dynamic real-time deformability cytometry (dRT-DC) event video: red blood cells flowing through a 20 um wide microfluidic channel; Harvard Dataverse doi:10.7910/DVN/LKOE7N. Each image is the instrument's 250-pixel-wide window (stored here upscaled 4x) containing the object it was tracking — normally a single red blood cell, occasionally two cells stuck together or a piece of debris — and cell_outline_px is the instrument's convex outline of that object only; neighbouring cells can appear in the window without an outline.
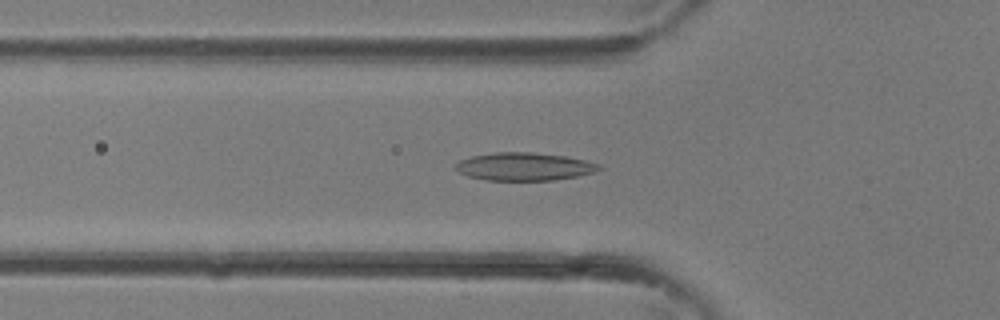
{"species": "common noctule bat (a hibernating species)", "species_latin": "Nyctalus noctula", "temperature_condition": "room temperature", "stored_images_in_passage": 35, "camera_frame_rate_fps": 3000, "um_per_image_px": 0.085, "animal": {"sex": "female"}, "frame": {"image": 1, "passage_image": 12, "time_ms": 3.667, "image_size_px": [1000, 320], "cell_outline_px": [[604, 168], [596, 172], [576, 176], [552, 180], [484, 180], [468, 176], [460, 172], [452, 164], [460, 160], [472, 156], [496, 152], [532, 152], [564, 156], [584, 160], [600, 164]], "centroid_in_image_um": [44.56, 14.16], "position_along_channel_um": 81.2, "area_um2": 23.35}}
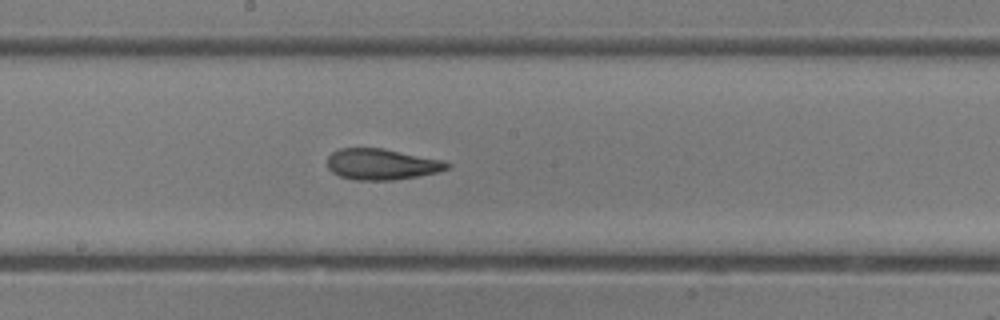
{"frame": {"image": 2, "passage_image": 19, "time_ms": 6.0, "image_size_px": [1000, 320], "cell_outline_px": [[452, 164], [448, 168], [440, 172], [420, 176], [392, 180], [356, 180], [340, 176], [332, 172], [328, 168], [328, 156], [332, 152], [340, 148], [384, 148], [444, 160]], "centroid_in_image_um": [32.48, 13.96], "position_along_channel_um": 215.7, "area_um2": 21.85}}
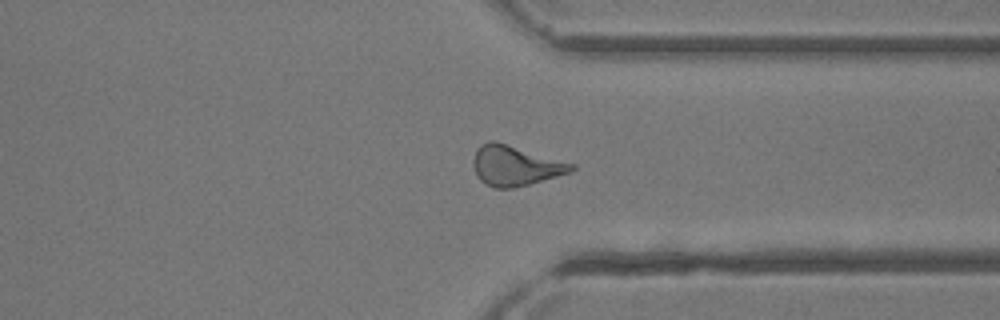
{"frame": {"image": 3, "passage_image": 27, "time_ms": 8.667, "image_size_px": [1000, 320], "cell_outline_px": [[576, 168], [568, 172], [556, 176], [528, 184], [512, 188], [496, 188], [480, 180], [472, 164], [472, 160], [476, 148], [480, 144], [488, 140], [496, 140], [576, 164]], "centroid_in_image_um": [43.77, 14.04], "position_along_channel_um": 367.6, "area_um2": 22.95}}